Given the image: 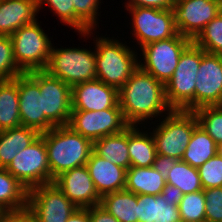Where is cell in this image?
Segmentation results:
<instances>
[{"label":"cell","mask_w":222,"mask_h":222,"mask_svg":"<svg viewBox=\"0 0 222 222\" xmlns=\"http://www.w3.org/2000/svg\"><path fill=\"white\" fill-rule=\"evenodd\" d=\"M28 189L6 168L0 167V210L11 211L27 207Z\"/></svg>","instance_id":"obj_29"},{"label":"cell","mask_w":222,"mask_h":222,"mask_svg":"<svg viewBox=\"0 0 222 222\" xmlns=\"http://www.w3.org/2000/svg\"><path fill=\"white\" fill-rule=\"evenodd\" d=\"M118 97L123 117L129 126L142 127L153 118L160 119L158 116L162 118L172 111L166 101L165 85L140 67L118 90Z\"/></svg>","instance_id":"obj_1"},{"label":"cell","mask_w":222,"mask_h":222,"mask_svg":"<svg viewBox=\"0 0 222 222\" xmlns=\"http://www.w3.org/2000/svg\"><path fill=\"white\" fill-rule=\"evenodd\" d=\"M138 222H182L177 205H169L161 195H137Z\"/></svg>","instance_id":"obj_23"},{"label":"cell","mask_w":222,"mask_h":222,"mask_svg":"<svg viewBox=\"0 0 222 222\" xmlns=\"http://www.w3.org/2000/svg\"><path fill=\"white\" fill-rule=\"evenodd\" d=\"M86 167L100 197L125 189V168L103 159L94 152L89 156Z\"/></svg>","instance_id":"obj_19"},{"label":"cell","mask_w":222,"mask_h":222,"mask_svg":"<svg viewBox=\"0 0 222 222\" xmlns=\"http://www.w3.org/2000/svg\"><path fill=\"white\" fill-rule=\"evenodd\" d=\"M40 135L47 149L51 183L62 172L86 165L93 152V142L68 125L55 126Z\"/></svg>","instance_id":"obj_3"},{"label":"cell","mask_w":222,"mask_h":222,"mask_svg":"<svg viewBox=\"0 0 222 222\" xmlns=\"http://www.w3.org/2000/svg\"><path fill=\"white\" fill-rule=\"evenodd\" d=\"M1 222H38L35 214L25 207L18 210L4 211L0 216Z\"/></svg>","instance_id":"obj_39"},{"label":"cell","mask_w":222,"mask_h":222,"mask_svg":"<svg viewBox=\"0 0 222 222\" xmlns=\"http://www.w3.org/2000/svg\"><path fill=\"white\" fill-rule=\"evenodd\" d=\"M131 14L133 40L140 49L152 42L169 39L178 34L172 9L125 7Z\"/></svg>","instance_id":"obj_9"},{"label":"cell","mask_w":222,"mask_h":222,"mask_svg":"<svg viewBox=\"0 0 222 222\" xmlns=\"http://www.w3.org/2000/svg\"><path fill=\"white\" fill-rule=\"evenodd\" d=\"M176 161L177 159L175 158L157 154L152 167L159 171L162 177L166 180L169 174V170L174 166Z\"/></svg>","instance_id":"obj_41"},{"label":"cell","mask_w":222,"mask_h":222,"mask_svg":"<svg viewBox=\"0 0 222 222\" xmlns=\"http://www.w3.org/2000/svg\"><path fill=\"white\" fill-rule=\"evenodd\" d=\"M166 180L159 171L151 167H130L126 171L125 190L136 195H160Z\"/></svg>","instance_id":"obj_24"},{"label":"cell","mask_w":222,"mask_h":222,"mask_svg":"<svg viewBox=\"0 0 222 222\" xmlns=\"http://www.w3.org/2000/svg\"><path fill=\"white\" fill-rule=\"evenodd\" d=\"M6 170L28 190L51 183L44 138L40 135L30 146L21 150Z\"/></svg>","instance_id":"obj_11"},{"label":"cell","mask_w":222,"mask_h":222,"mask_svg":"<svg viewBox=\"0 0 222 222\" xmlns=\"http://www.w3.org/2000/svg\"><path fill=\"white\" fill-rule=\"evenodd\" d=\"M39 136L36 129L26 126L0 131V167L7 168L15 156Z\"/></svg>","instance_id":"obj_22"},{"label":"cell","mask_w":222,"mask_h":222,"mask_svg":"<svg viewBox=\"0 0 222 222\" xmlns=\"http://www.w3.org/2000/svg\"><path fill=\"white\" fill-rule=\"evenodd\" d=\"M90 222H119L100 205L90 207Z\"/></svg>","instance_id":"obj_43"},{"label":"cell","mask_w":222,"mask_h":222,"mask_svg":"<svg viewBox=\"0 0 222 222\" xmlns=\"http://www.w3.org/2000/svg\"><path fill=\"white\" fill-rule=\"evenodd\" d=\"M193 42L207 53L222 55V11L205 26Z\"/></svg>","instance_id":"obj_32"},{"label":"cell","mask_w":222,"mask_h":222,"mask_svg":"<svg viewBox=\"0 0 222 222\" xmlns=\"http://www.w3.org/2000/svg\"><path fill=\"white\" fill-rule=\"evenodd\" d=\"M143 128L128 126L130 167H151L156 159L157 151L153 135L150 128L146 131L145 125Z\"/></svg>","instance_id":"obj_21"},{"label":"cell","mask_w":222,"mask_h":222,"mask_svg":"<svg viewBox=\"0 0 222 222\" xmlns=\"http://www.w3.org/2000/svg\"><path fill=\"white\" fill-rule=\"evenodd\" d=\"M22 74L13 56V44L10 36L0 35V80H12Z\"/></svg>","instance_id":"obj_35"},{"label":"cell","mask_w":222,"mask_h":222,"mask_svg":"<svg viewBox=\"0 0 222 222\" xmlns=\"http://www.w3.org/2000/svg\"><path fill=\"white\" fill-rule=\"evenodd\" d=\"M10 38L14 60L22 73L46 68L53 43L38 21L22 26Z\"/></svg>","instance_id":"obj_7"},{"label":"cell","mask_w":222,"mask_h":222,"mask_svg":"<svg viewBox=\"0 0 222 222\" xmlns=\"http://www.w3.org/2000/svg\"><path fill=\"white\" fill-rule=\"evenodd\" d=\"M175 0H127L124 7L171 9Z\"/></svg>","instance_id":"obj_40"},{"label":"cell","mask_w":222,"mask_h":222,"mask_svg":"<svg viewBox=\"0 0 222 222\" xmlns=\"http://www.w3.org/2000/svg\"><path fill=\"white\" fill-rule=\"evenodd\" d=\"M205 204L206 199L203 190L184 194L178 205L181 221H205Z\"/></svg>","instance_id":"obj_33"},{"label":"cell","mask_w":222,"mask_h":222,"mask_svg":"<svg viewBox=\"0 0 222 222\" xmlns=\"http://www.w3.org/2000/svg\"><path fill=\"white\" fill-rule=\"evenodd\" d=\"M171 9L178 33L193 41L222 11V0H175Z\"/></svg>","instance_id":"obj_13"},{"label":"cell","mask_w":222,"mask_h":222,"mask_svg":"<svg viewBox=\"0 0 222 222\" xmlns=\"http://www.w3.org/2000/svg\"><path fill=\"white\" fill-rule=\"evenodd\" d=\"M37 0H0V35L11 36L38 19Z\"/></svg>","instance_id":"obj_20"},{"label":"cell","mask_w":222,"mask_h":222,"mask_svg":"<svg viewBox=\"0 0 222 222\" xmlns=\"http://www.w3.org/2000/svg\"><path fill=\"white\" fill-rule=\"evenodd\" d=\"M21 126L18 76L0 80V131Z\"/></svg>","instance_id":"obj_26"},{"label":"cell","mask_w":222,"mask_h":222,"mask_svg":"<svg viewBox=\"0 0 222 222\" xmlns=\"http://www.w3.org/2000/svg\"><path fill=\"white\" fill-rule=\"evenodd\" d=\"M205 204V221L222 222V187L203 189Z\"/></svg>","instance_id":"obj_38"},{"label":"cell","mask_w":222,"mask_h":222,"mask_svg":"<svg viewBox=\"0 0 222 222\" xmlns=\"http://www.w3.org/2000/svg\"><path fill=\"white\" fill-rule=\"evenodd\" d=\"M202 59V48L192 42L181 54L176 70L165 85V96L172 110L195 111V86Z\"/></svg>","instance_id":"obj_5"},{"label":"cell","mask_w":222,"mask_h":222,"mask_svg":"<svg viewBox=\"0 0 222 222\" xmlns=\"http://www.w3.org/2000/svg\"><path fill=\"white\" fill-rule=\"evenodd\" d=\"M68 126L94 142L105 136L120 133L129 125L121 108H110L101 111H72Z\"/></svg>","instance_id":"obj_12"},{"label":"cell","mask_w":222,"mask_h":222,"mask_svg":"<svg viewBox=\"0 0 222 222\" xmlns=\"http://www.w3.org/2000/svg\"><path fill=\"white\" fill-rule=\"evenodd\" d=\"M74 32L85 33L99 28L101 0H73ZM95 29V30H94Z\"/></svg>","instance_id":"obj_31"},{"label":"cell","mask_w":222,"mask_h":222,"mask_svg":"<svg viewBox=\"0 0 222 222\" xmlns=\"http://www.w3.org/2000/svg\"><path fill=\"white\" fill-rule=\"evenodd\" d=\"M119 222H138L137 195L120 190L101 197L100 204Z\"/></svg>","instance_id":"obj_27"},{"label":"cell","mask_w":222,"mask_h":222,"mask_svg":"<svg viewBox=\"0 0 222 222\" xmlns=\"http://www.w3.org/2000/svg\"><path fill=\"white\" fill-rule=\"evenodd\" d=\"M18 92L21 126L34 128L39 133L55 127L43 112L39 85L27 73L18 75Z\"/></svg>","instance_id":"obj_15"},{"label":"cell","mask_w":222,"mask_h":222,"mask_svg":"<svg viewBox=\"0 0 222 222\" xmlns=\"http://www.w3.org/2000/svg\"><path fill=\"white\" fill-rule=\"evenodd\" d=\"M93 152L115 165L130 168L128 127L122 132L108 135L93 142Z\"/></svg>","instance_id":"obj_25"},{"label":"cell","mask_w":222,"mask_h":222,"mask_svg":"<svg viewBox=\"0 0 222 222\" xmlns=\"http://www.w3.org/2000/svg\"><path fill=\"white\" fill-rule=\"evenodd\" d=\"M203 189L222 187V156L218 153L198 168Z\"/></svg>","instance_id":"obj_36"},{"label":"cell","mask_w":222,"mask_h":222,"mask_svg":"<svg viewBox=\"0 0 222 222\" xmlns=\"http://www.w3.org/2000/svg\"><path fill=\"white\" fill-rule=\"evenodd\" d=\"M222 97V55L202 49V59L195 86V110L215 106Z\"/></svg>","instance_id":"obj_16"},{"label":"cell","mask_w":222,"mask_h":222,"mask_svg":"<svg viewBox=\"0 0 222 222\" xmlns=\"http://www.w3.org/2000/svg\"><path fill=\"white\" fill-rule=\"evenodd\" d=\"M218 154L222 156V143L218 145Z\"/></svg>","instance_id":"obj_46"},{"label":"cell","mask_w":222,"mask_h":222,"mask_svg":"<svg viewBox=\"0 0 222 222\" xmlns=\"http://www.w3.org/2000/svg\"><path fill=\"white\" fill-rule=\"evenodd\" d=\"M159 120V121H158ZM152 121L151 127L157 154L181 160L195 127L199 124L193 111L172 110L167 116ZM162 120V121H160Z\"/></svg>","instance_id":"obj_4"},{"label":"cell","mask_w":222,"mask_h":222,"mask_svg":"<svg viewBox=\"0 0 222 222\" xmlns=\"http://www.w3.org/2000/svg\"><path fill=\"white\" fill-rule=\"evenodd\" d=\"M93 33V30H89L79 34L84 39L86 36L88 39L93 37L96 53V79L119 90L139 67V54L135 47L132 49L121 39L119 41L114 37H105L106 35L95 37Z\"/></svg>","instance_id":"obj_2"},{"label":"cell","mask_w":222,"mask_h":222,"mask_svg":"<svg viewBox=\"0 0 222 222\" xmlns=\"http://www.w3.org/2000/svg\"><path fill=\"white\" fill-rule=\"evenodd\" d=\"M110 108H120L117 88L97 79L72 87V111H101Z\"/></svg>","instance_id":"obj_18"},{"label":"cell","mask_w":222,"mask_h":222,"mask_svg":"<svg viewBox=\"0 0 222 222\" xmlns=\"http://www.w3.org/2000/svg\"><path fill=\"white\" fill-rule=\"evenodd\" d=\"M199 125L215 141L217 145L222 143V111L216 106H204L196 109Z\"/></svg>","instance_id":"obj_34"},{"label":"cell","mask_w":222,"mask_h":222,"mask_svg":"<svg viewBox=\"0 0 222 222\" xmlns=\"http://www.w3.org/2000/svg\"><path fill=\"white\" fill-rule=\"evenodd\" d=\"M217 153L218 145L198 124L192 133L181 160L192 167L199 168Z\"/></svg>","instance_id":"obj_28"},{"label":"cell","mask_w":222,"mask_h":222,"mask_svg":"<svg viewBox=\"0 0 222 222\" xmlns=\"http://www.w3.org/2000/svg\"><path fill=\"white\" fill-rule=\"evenodd\" d=\"M27 206L35 214L38 222H66L78 208L55 183L28 190Z\"/></svg>","instance_id":"obj_14"},{"label":"cell","mask_w":222,"mask_h":222,"mask_svg":"<svg viewBox=\"0 0 222 222\" xmlns=\"http://www.w3.org/2000/svg\"><path fill=\"white\" fill-rule=\"evenodd\" d=\"M66 222H90V207L77 208Z\"/></svg>","instance_id":"obj_44"},{"label":"cell","mask_w":222,"mask_h":222,"mask_svg":"<svg viewBox=\"0 0 222 222\" xmlns=\"http://www.w3.org/2000/svg\"><path fill=\"white\" fill-rule=\"evenodd\" d=\"M219 110L222 111V97L220 98L219 102L215 105Z\"/></svg>","instance_id":"obj_45"},{"label":"cell","mask_w":222,"mask_h":222,"mask_svg":"<svg viewBox=\"0 0 222 222\" xmlns=\"http://www.w3.org/2000/svg\"><path fill=\"white\" fill-rule=\"evenodd\" d=\"M166 184L179 188L183 194L203 190L198 168L192 167L182 160H177L169 170Z\"/></svg>","instance_id":"obj_30"},{"label":"cell","mask_w":222,"mask_h":222,"mask_svg":"<svg viewBox=\"0 0 222 222\" xmlns=\"http://www.w3.org/2000/svg\"><path fill=\"white\" fill-rule=\"evenodd\" d=\"M27 74L39 85L45 116L55 126L68 125L72 112V88L45 70Z\"/></svg>","instance_id":"obj_10"},{"label":"cell","mask_w":222,"mask_h":222,"mask_svg":"<svg viewBox=\"0 0 222 222\" xmlns=\"http://www.w3.org/2000/svg\"><path fill=\"white\" fill-rule=\"evenodd\" d=\"M52 44L48 64L44 69L48 74L61 79L71 88L79 83L96 79L95 48H56Z\"/></svg>","instance_id":"obj_6"},{"label":"cell","mask_w":222,"mask_h":222,"mask_svg":"<svg viewBox=\"0 0 222 222\" xmlns=\"http://www.w3.org/2000/svg\"><path fill=\"white\" fill-rule=\"evenodd\" d=\"M192 42L178 33L175 37L149 43L139 50V56L143 57H139V67L166 85L176 70L182 52Z\"/></svg>","instance_id":"obj_8"},{"label":"cell","mask_w":222,"mask_h":222,"mask_svg":"<svg viewBox=\"0 0 222 222\" xmlns=\"http://www.w3.org/2000/svg\"><path fill=\"white\" fill-rule=\"evenodd\" d=\"M160 195L163 197L167 204L178 206L184 194L179 188L170 184H166Z\"/></svg>","instance_id":"obj_42"},{"label":"cell","mask_w":222,"mask_h":222,"mask_svg":"<svg viewBox=\"0 0 222 222\" xmlns=\"http://www.w3.org/2000/svg\"><path fill=\"white\" fill-rule=\"evenodd\" d=\"M53 183L78 208H89L100 204L101 197L96 191L86 165L62 172Z\"/></svg>","instance_id":"obj_17"},{"label":"cell","mask_w":222,"mask_h":222,"mask_svg":"<svg viewBox=\"0 0 222 222\" xmlns=\"http://www.w3.org/2000/svg\"><path fill=\"white\" fill-rule=\"evenodd\" d=\"M38 10L49 6L51 12L59 18L60 22L74 29V4L73 0H37Z\"/></svg>","instance_id":"obj_37"}]
</instances>
